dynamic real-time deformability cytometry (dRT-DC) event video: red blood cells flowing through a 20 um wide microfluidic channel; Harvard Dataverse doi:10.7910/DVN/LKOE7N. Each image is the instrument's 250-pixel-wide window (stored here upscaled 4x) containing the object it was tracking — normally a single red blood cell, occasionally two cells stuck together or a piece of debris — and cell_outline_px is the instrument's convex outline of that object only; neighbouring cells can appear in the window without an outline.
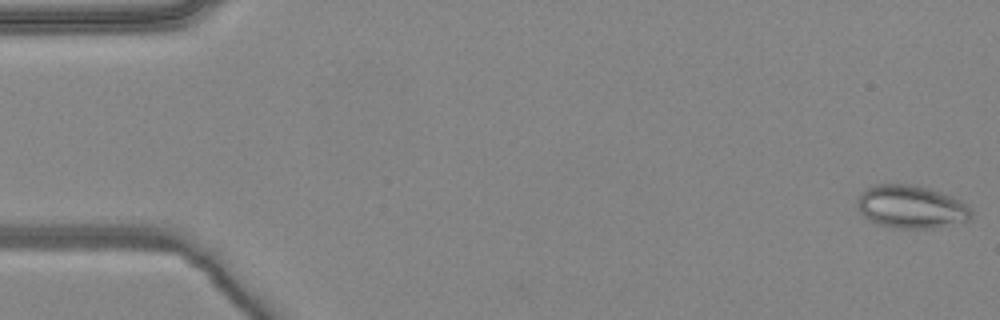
{"species": "common noctule bat (a hibernating species)", "species_latin": "Nyctalus noctula", "temperature_condition": "warm", "stored_images_in_passage": 5, "camera_frame_rate_fps": 3000, "um_per_image_px": 0.085, "animal": {"sex": "female", "body_mass_g": 24.6, "forearm_length_mm": 56.2}, "frame": {"image": 1, "passage_image": 1, "time_ms": 0.0, "image_size_px": [1000, 320], "cell_outline_px": [[972, 216], [968, 220], [928, 228], [900, 228], [880, 224], [864, 216], [860, 212], [856, 200], [868, 188], [876, 184], [916, 184], [932, 188], [952, 196], [960, 200], [972, 212]], "centroid_in_image_um": [77.45, 17.55], "position_along_channel_um": 7.5, "area_um2": 28.09}}